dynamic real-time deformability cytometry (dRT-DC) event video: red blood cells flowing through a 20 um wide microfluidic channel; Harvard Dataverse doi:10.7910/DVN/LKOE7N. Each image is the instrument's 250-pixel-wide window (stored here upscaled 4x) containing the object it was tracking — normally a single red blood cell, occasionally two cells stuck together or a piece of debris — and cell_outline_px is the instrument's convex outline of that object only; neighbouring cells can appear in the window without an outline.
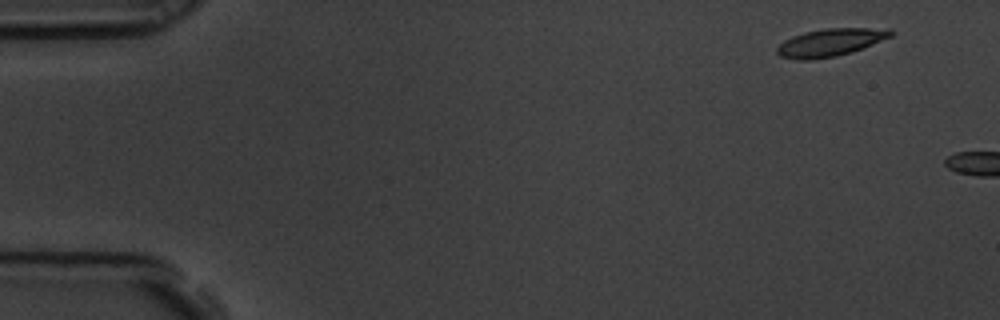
{"species": "common noctule bat (a hibernating species)", "species_latin": "Nyctalus noctula", "temperature_condition": "room temperature", "stored_images_in_passage": 2, "camera_frame_rate_fps": 3000, "um_per_image_px": 0.085, "animal": {"sex": "male", "body_mass_g": 19.5, "forearm_length_mm": 54.6}, "frame": {"image": 1, "passage_image": 1, "time_ms": 0.0, "image_size_px": [1000, 320], "cell_outline_px": [[896, 32], [892, 36], [852, 52], [836, 56], [812, 60], [796, 60], [780, 56], [776, 52], [776, 48], [784, 40], [792, 36], [804, 32], [824, 28], [888, 28]], "centroid_in_image_um": [70.57, 3.6], "position_along_channel_um": 14.4, "area_um2": 18.5}}